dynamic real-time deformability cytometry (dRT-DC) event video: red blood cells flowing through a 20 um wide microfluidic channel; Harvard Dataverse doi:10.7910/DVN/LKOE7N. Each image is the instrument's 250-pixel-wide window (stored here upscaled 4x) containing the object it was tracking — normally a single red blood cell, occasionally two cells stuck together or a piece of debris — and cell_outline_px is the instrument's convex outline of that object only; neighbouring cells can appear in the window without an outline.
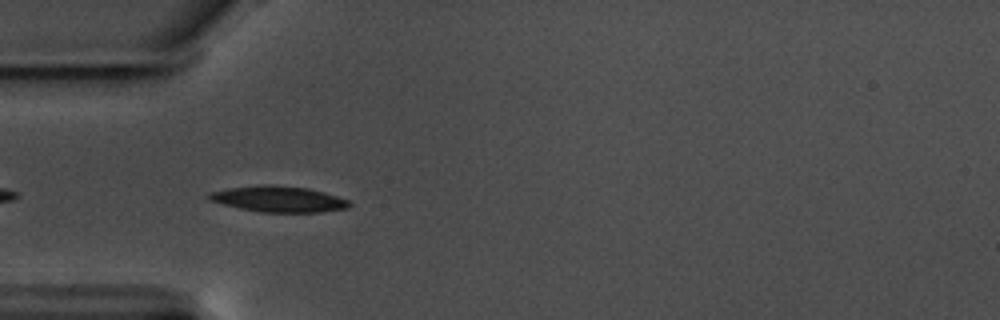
{"species": "common noctule bat (a hibernating species)", "species_latin": "Nyctalus noctula", "temperature_condition": "warm", "stored_images_in_passage": 24, "camera_frame_rate_fps": 3000, "um_per_image_px": 0.085, "animal": {"sex": "male", "body_mass_g": 17.5, "forearm_length_mm": 52.3}, "frame": {"image": 1, "passage_image": 3, "time_ms": 0.667, "image_size_px": [1000, 320], "cell_outline_px": [[352, 204], [348, 208], [320, 212], [260, 212], [240, 208], [208, 200], [204, 196], [208, 192], [228, 188], [264, 184], [268, 184], [308, 188], [324, 192], [348, 200]], "centroid_in_image_um": [23.64, 16.91], "position_along_channel_um": 61.4, "area_um2": 21.27}}
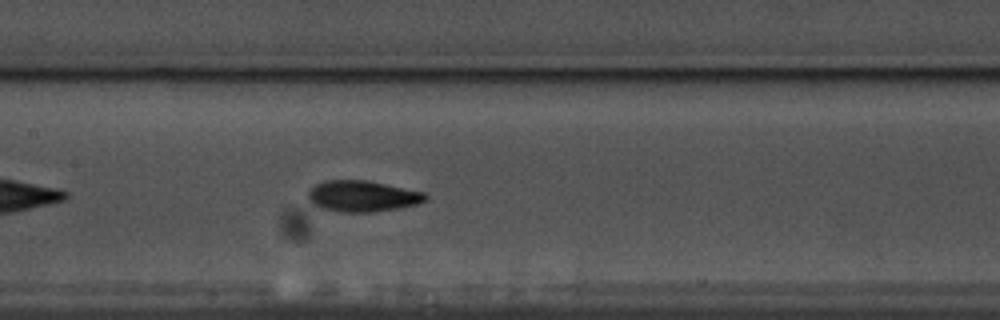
{"frame": {"image": 2, "passage_image": 13, "time_ms": 4.0, "image_size_px": [1000, 320], "cell_outline_px": [[428, 200], [416, 204], [400, 208], [376, 212], [340, 212], [320, 208], [312, 204], [308, 200], [308, 192], [316, 184], [324, 180], [364, 180], [424, 192], [428, 196]], "centroid_in_image_um": [30.79, 16.69], "position_along_channel_um": 176.6, "area_um2": 21.33}}
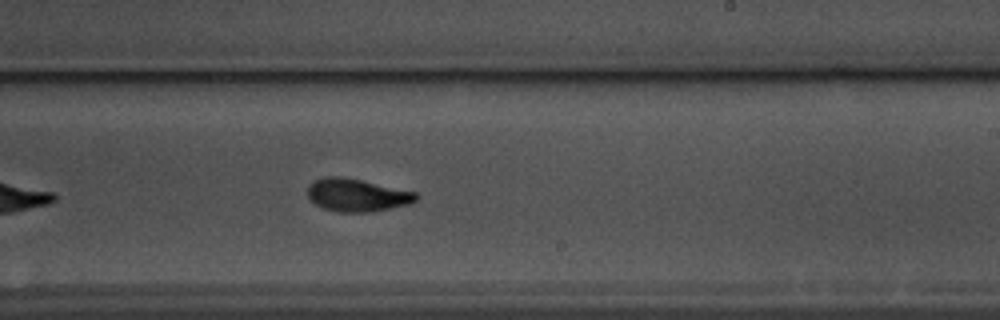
{"frame": {"image": 3, "passage_image": 20, "time_ms": 6.333, "image_size_px": [1000, 320], "cell_outline_px": [[420, 196], [416, 200], [408, 204], [368, 212], [340, 212], [324, 208], [316, 204], [308, 196], [308, 184], [324, 176], [340, 176], [360, 180], [416, 192]], "centroid_in_image_um": [30.33, 16.57], "position_along_channel_um": 258.7, "area_um2": 20.4}}